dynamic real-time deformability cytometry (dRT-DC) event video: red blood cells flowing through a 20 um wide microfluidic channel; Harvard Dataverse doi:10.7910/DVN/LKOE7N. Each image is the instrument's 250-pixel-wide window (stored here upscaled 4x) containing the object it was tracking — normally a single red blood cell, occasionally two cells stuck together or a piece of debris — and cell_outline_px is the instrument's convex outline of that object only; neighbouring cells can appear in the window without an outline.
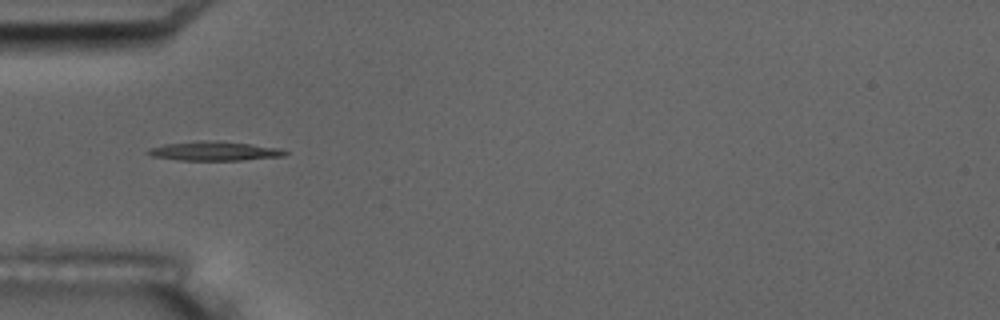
{"species": "common noctule bat (a hibernating species)", "species_latin": "Nyctalus noctula", "temperature_condition": "room temperature", "stored_images_in_passage": 8, "camera_frame_rate_fps": 3000, "um_per_image_px": 0.085, "animal": {"sex": "male", "body_mass_g": 17.5, "forearm_length_mm": 52.3}, "frame": {"image": 1, "passage_image": 3, "time_ms": 3.0, "image_size_px": [1000, 320], "cell_outline_px": [[288, 152], [284, 156], [240, 160], [180, 160], [152, 156], [144, 152], [148, 148], [164, 144], [200, 140], [216, 140], [280, 148]], "centroid_in_image_um": [18.16, 12.83], "position_along_channel_um": 66.8, "area_um2": 15.32}}
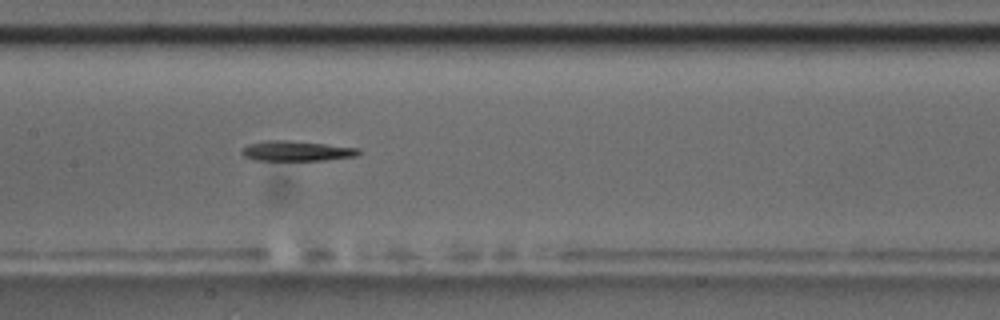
{"frame": {"image": 2, "passage_image": 6, "time_ms": 6.333, "image_size_px": [1000, 320], "cell_outline_px": [[360, 152], [356, 156], [324, 160], [256, 160], [244, 156], [240, 152], [248, 144], [264, 140], [288, 140], [324, 144], [356, 148]], "centroid_in_image_um": [25.15, 12.83], "position_along_channel_um": 182.3, "area_um2": 13.47}}